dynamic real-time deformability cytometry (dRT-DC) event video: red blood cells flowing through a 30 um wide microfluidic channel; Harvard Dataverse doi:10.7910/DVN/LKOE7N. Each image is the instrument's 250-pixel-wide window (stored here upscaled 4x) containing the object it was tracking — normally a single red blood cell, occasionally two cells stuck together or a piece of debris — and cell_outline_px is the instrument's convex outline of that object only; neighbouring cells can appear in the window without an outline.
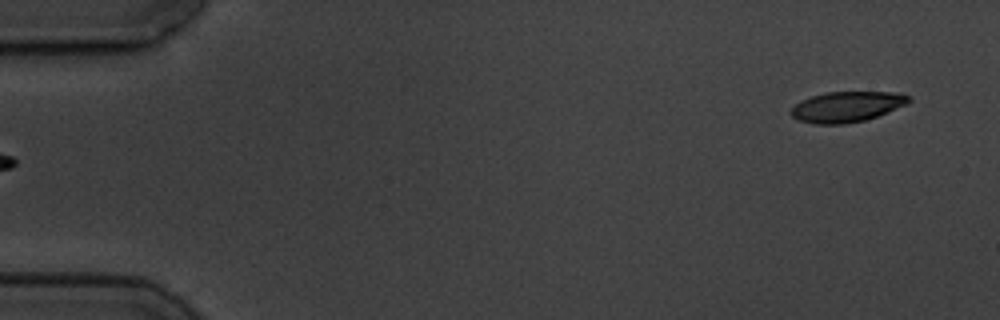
{"species": "common noctule bat (a hibernating species)", "species_latin": "Nyctalus noctula", "temperature_condition": "cold", "stored_images_in_passage": 6, "segment_of_instrument_passage": [2, 2], "camera_frame_rate_fps": 3000, "um_per_image_px": 0.085, "animal": {"sex": "male", "body_mass_g": 19.5, "forearm_length_mm": 54.6}, "frame": {"image": 1, "passage_image": 6, "time_ms": 5.667, "image_size_px": [1000, 320], "cell_outline_px": [[912, 100], [904, 104], [876, 116], [864, 120], [844, 124], [816, 124], [796, 120], [788, 112], [800, 100], [824, 92], [900, 92], [912, 96]], "centroid_in_image_um": [71.94, 9.06], "position_along_channel_um": 13.1, "area_um2": 20.92}}